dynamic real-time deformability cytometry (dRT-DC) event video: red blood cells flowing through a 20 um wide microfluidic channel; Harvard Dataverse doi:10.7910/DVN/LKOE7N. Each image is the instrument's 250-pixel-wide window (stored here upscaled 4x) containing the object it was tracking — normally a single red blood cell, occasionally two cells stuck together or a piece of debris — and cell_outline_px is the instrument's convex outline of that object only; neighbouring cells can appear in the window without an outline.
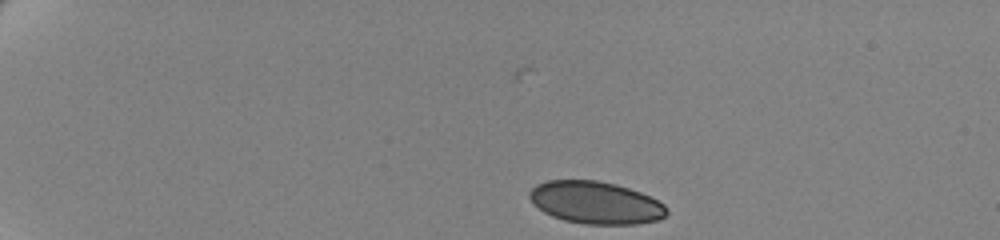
{"species": "human", "species_latin": "Homo sapiens", "temperature_condition": "cold", "stored_images_in_passage": 48, "camera_frame_rate_fps": 3000, "um_per_image_px": 0.085, "donor": {"sex": "female"}, "frame": {"image": 1, "passage_image": 1, "time_ms": 0.0, "image_size_px": [1000, 240], "cell_outline_px": [[668, 212], [660, 220], [636, 224], [584, 224], [564, 220], [552, 216], [544, 212], [528, 196], [528, 192], [536, 184], [548, 180], [596, 180], [616, 184], [640, 192], [664, 204], [668, 208]], "centroid_in_image_um": [50.64, 17.22], "position_along_channel_um": 34.4, "area_um2": 33.81}}
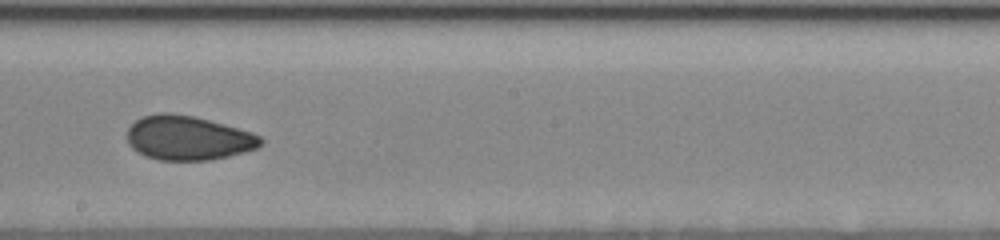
{"frame": {"image": 2, "passage_image": 26, "time_ms": 8.333, "image_size_px": [1000, 240], "cell_outline_px": [[264, 144], [256, 148], [244, 152], [228, 156], [208, 160], [160, 160], [136, 152], [128, 144], [128, 128], [136, 120], [144, 116], [160, 112], [168, 112], [192, 116], [208, 120], [252, 132], [260, 136], [264, 140]], "centroid_in_image_um": [15.99, 11.73], "position_along_channel_um": 232.2, "area_um2": 34.33}}
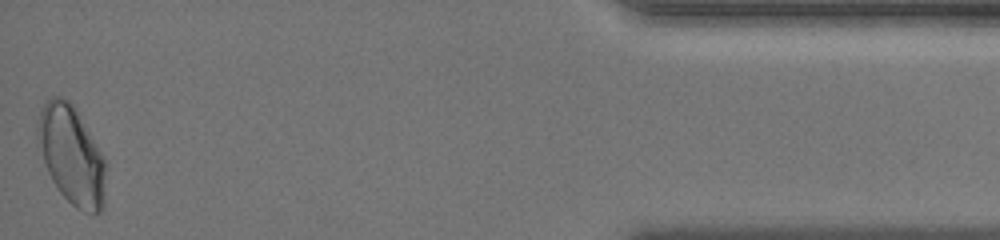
{"frame": {"image": 3, "passage_image": 48, "time_ms": 15.667, "image_size_px": [1000, 240], "cell_outline_px": [[108, 164], [104, 208], [100, 212], [84, 212], [76, 208], [60, 192], [52, 180], [48, 172], [36, 140], [36, 128], [40, 108], [52, 96], [60, 96], [68, 100], [76, 108], [104, 156]], "centroid_in_image_um": [6.11, 13.19], "position_along_channel_um": 429.1, "area_um2": 39.77}, "authors_computed_cell_mechanics": {"area_um2": 34.6511, "velocity_mm_per_s": 3.4903, "shape_relaxation_time_tau1_ms": null, "shape_relaxation_time_tau2_ms": 1.6908, "deformation_change_tau1": null, "deformation_change_tau2": 0.0463}}